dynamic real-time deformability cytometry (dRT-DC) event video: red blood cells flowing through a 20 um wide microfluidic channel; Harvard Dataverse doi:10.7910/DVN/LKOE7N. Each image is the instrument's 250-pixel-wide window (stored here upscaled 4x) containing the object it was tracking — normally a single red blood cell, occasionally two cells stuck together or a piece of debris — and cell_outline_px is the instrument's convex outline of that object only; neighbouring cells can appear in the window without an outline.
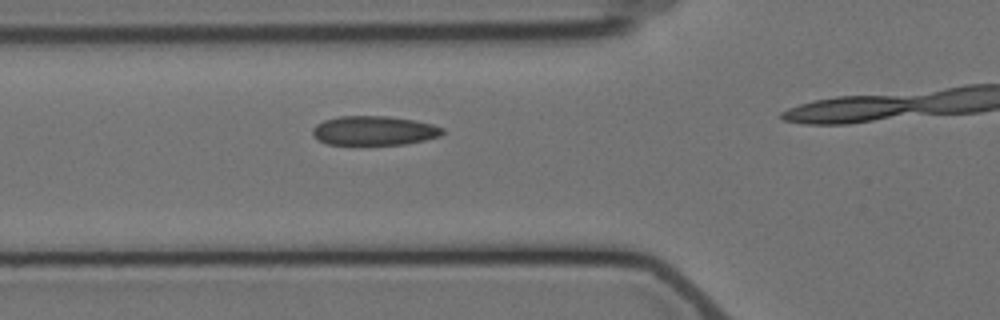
{"species": "Egyptian fruit bat (a non-hibernating species)", "species_latin": "Rousettus aegyptiacus", "temperature_condition": "cold", "stored_images_in_passage": 5, "camera_frame_rate_fps": 3000, "um_per_image_px": 0.085, "animal": {"sex": "female"}, "frame": {"image": 1, "passage_image": 4, "time_ms": 4.333, "image_size_px": [1000, 320], "cell_outline_px": [[444, 132], [440, 136], [424, 140], [404, 144], [328, 144], [312, 136], [312, 128], [316, 124], [324, 120], [340, 116], [388, 116], [416, 120], [432, 124], [444, 128]], "centroid_in_image_um": [31.8, 11.09], "position_along_channel_um": 94.0, "area_um2": 22.14}}